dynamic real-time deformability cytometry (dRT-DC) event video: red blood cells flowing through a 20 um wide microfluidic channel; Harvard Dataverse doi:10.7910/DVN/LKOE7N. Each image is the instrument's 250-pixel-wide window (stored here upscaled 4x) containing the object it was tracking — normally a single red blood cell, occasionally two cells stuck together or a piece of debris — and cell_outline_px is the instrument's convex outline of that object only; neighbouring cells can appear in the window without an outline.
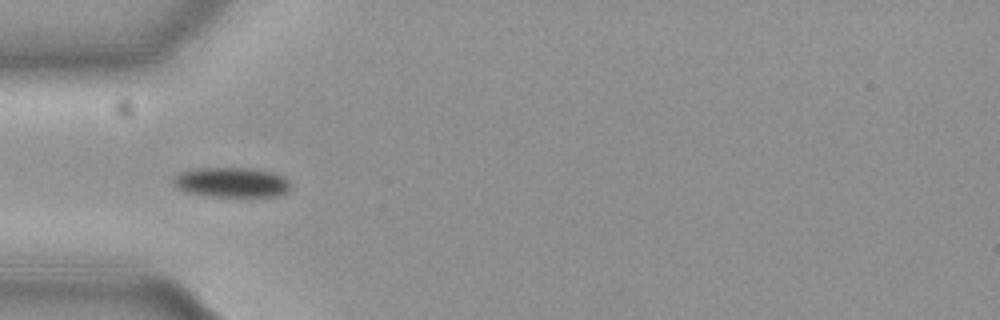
{"species": "common noctule bat (a hibernating species)", "species_latin": "Nyctalus noctula", "temperature_condition": "cold", "stored_images_in_passage": 20, "camera_frame_rate_fps": 3000, "um_per_image_px": 0.085, "animal": {"sex": "female", "body_mass_g": 19.3, "forearm_length_mm": 54.1}, "frame": {"image": 1, "passage_image": 4, "time_ms": 1.0, "image_size_px": [1000, 320], "cell_outline_px": [[292, 184], [288, 192], [280, 196], [204, 196], [184, 192], [176, 188], [172, 180], [180, 172], [196, 168], [248, 168], [272, 172], [284, 176]], "centroid_in_image_um": [19.69, 15.51], "position_along_channel_um": 65.3, "area_um2": 20.69}}